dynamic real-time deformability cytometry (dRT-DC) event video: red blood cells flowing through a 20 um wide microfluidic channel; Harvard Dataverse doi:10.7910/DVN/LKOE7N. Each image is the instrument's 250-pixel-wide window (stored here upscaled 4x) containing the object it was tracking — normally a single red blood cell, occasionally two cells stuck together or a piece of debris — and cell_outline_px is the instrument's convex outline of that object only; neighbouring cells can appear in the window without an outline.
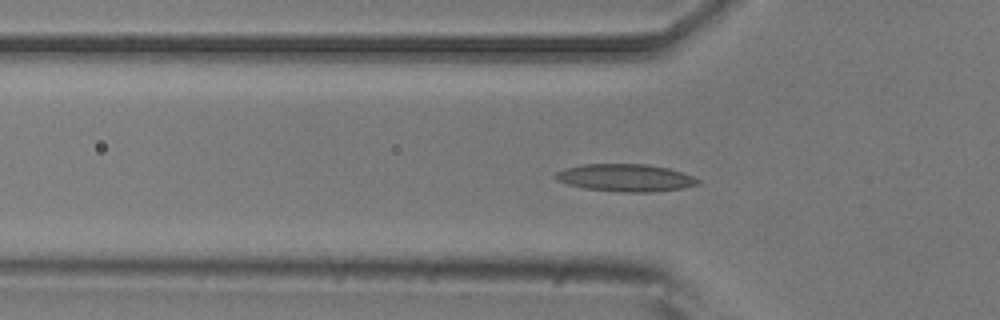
{"species": "common noctule bat (a hibernating species)", "species_latin": "Nyctalus noctula", "temperature_condition": "room temperature", "stored_images_in_passage": 44, "camera_frame_rate_fps": 3000, "um_per_image_px": 0.085, "animal": {"sex": "male", "body_mass_g": 20.5, "forearm_length_mm": 52.5}, "frame": {"image": 1, "passage_image": 9, "time_ms": 2.667, "image_size_px": [1000, 320], "cell_outline_px": [[700, 184], [684, 188], [648, 192], [624, 192], [584, 188], [568, 184], [556, 180], [552, 176], [556, 172], [564, 168], [584, 164], [644, 164], [668, 168], [692, 176], [700, 180]], "centroid_in_image_um": [53.14, 15.11], "position_along_channel_um": 72.7, "area_um2": 22.72}}
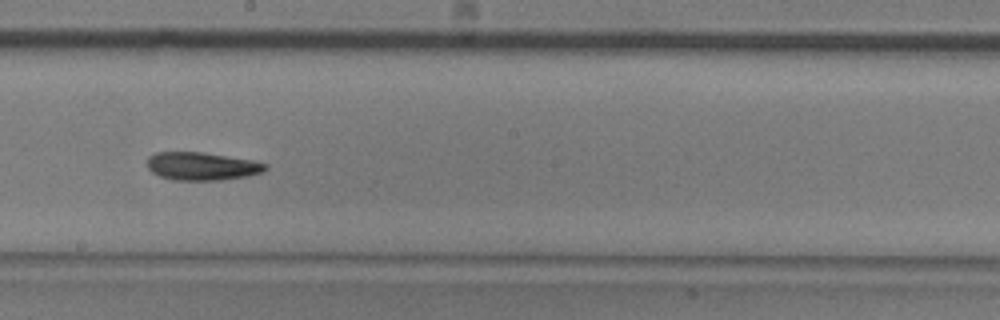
{"frame": {"image": 2, "passage_image": 20, "time_ms": 6.333, "image_size_px": [1000, 320], "cell_outline_px": [[268, 168], [264, 172], [248, 176], [220, 180], [172, 180], [160, 176], [152, 172], [148, 168], [148, 156], [156, 152], [200, 152], [252, 160], [268, 164]], "centroid_in_image_um": [17.18, 14.13], "position_along_channel_um": 231.0, "area_um2": 19.31}}
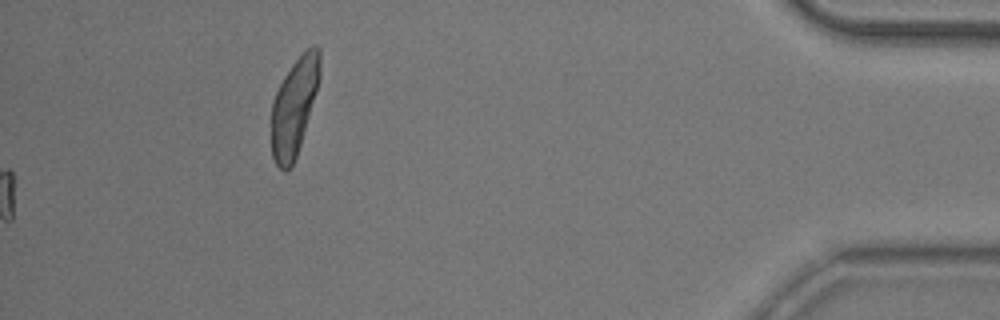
{"frame": {"image": 3, "passage_image": 44, "time_ms": 14.333, "image_size_px": [1000, 320], "cell_outline_px": [[320, 76], [316, 92], [300, 144], [296, 156], [292, 164], [288, 168], [280, 168], [276, 164], [272, 156], [272, 100], [284, 76], [292, 64], [312, 44], [316, 44], [320, 48]], "centroid_in_image_um": [25.01, 9.0], "position_along_channel_um": 410.2, "area_um2": 26.88}, "authors_computed_cell_mechanics": {"area_um2": 19.2185, "velocity_mm_per_s": 3.9276, "shape_relaxation_time_tau1_ms": null, "shape_relaxation_time_tau2_ms": 9.2703, "deformation_change_tau1": null, "deformation_change_tau2": 0.1977}}